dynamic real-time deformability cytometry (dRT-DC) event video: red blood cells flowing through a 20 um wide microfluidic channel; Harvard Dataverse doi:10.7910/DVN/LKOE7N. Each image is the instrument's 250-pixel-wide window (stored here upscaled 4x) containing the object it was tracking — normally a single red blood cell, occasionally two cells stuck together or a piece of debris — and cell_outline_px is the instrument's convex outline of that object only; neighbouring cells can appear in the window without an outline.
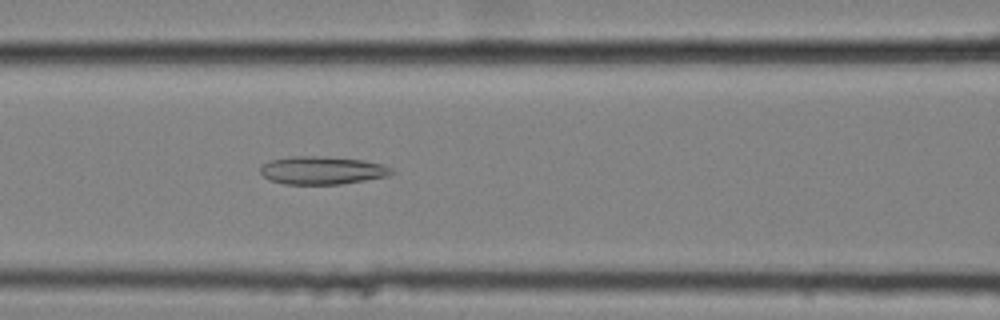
{"species": "common noctule bat (a hibernating species)", "species_latin": "Nyctalus noctula", "temperature_condition": "cold", "stored_images_in_passage": 42, "camera_frame_rate_fps": 3000, "um_per_image_px": 0.085, "animal": {"sex": "female", "body_mass_g": 25.1}, "frame": {"image": 1, "passage_image": 10, "time_ms": 3.0, "image_size_px": [1000, 320], "cell_outline_px": [[392, 172], [388, 176], [340, 184], [284, 184], [272, 180], [264, 176], [260, 172], [260, 164], [268, 160], [292, 156], [324, 156], [364, 160], [384, 164], [392, 168]], "centroid_in_image_um": [27.36, 14.46], "position_along_channel_um": 139.2, "area_um2": 21.5}}
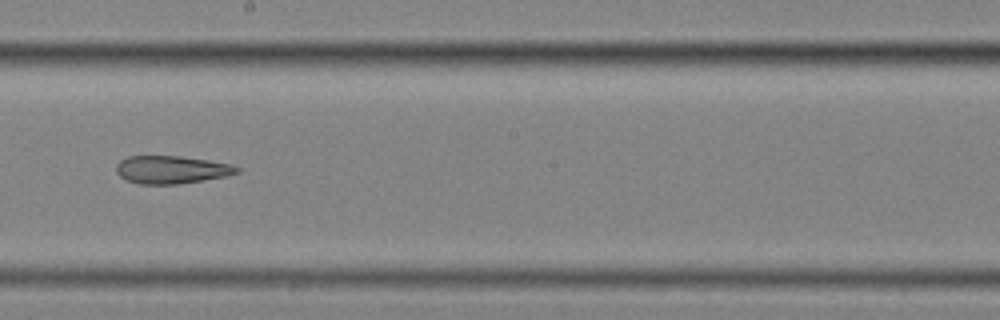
{"frame": {"image": 2, "passage_image": 18, "time_ms": 5.667, "image_size_px": [1000, 320], "cell_outline_px": [[240, 172], [228, 176], [176, 184], [140, 184], [128, 180], [120, 176], [116, 172], [116, 164], [120, 160], [128, 156], [180, 156], [208, 160], [232, 164], [240, 168]], "centroid_in_image_um": [14.59, 14.41], "position_along_channel_um": 233.6, "area_um2": 19.59}}
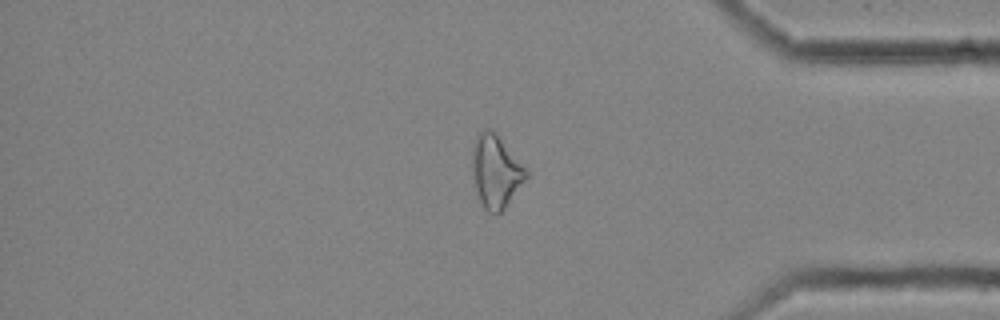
{"frame": {"image": 3, "passage_image": 33, "time_ms": 10.667, "image_size_px": [1000, 320], "cell_outline_px": [[528, 176], [504, 208], [496, 216], [488, 212], [484, 208], [480, 200], [476, 188], [472, 168], [472, 144], [476, 136], [484, 128], [492, 128], [528, 172]], "centroid_in_image_um": [42.11, 14.55], "position_along_channel_um": 393.1, "area_um2": 22.54}, "authors_computed_cell_mechanics": {"area_um2": 22.0796, "velocity_mm_per_s": 3.5531, "shape_relaxation_time_tau1_ms": null, "shape_relaxation_time_tau2_ms": 6.8963, "deformation_change_tau1": null, "deformation_change_tau2": 0.197}}